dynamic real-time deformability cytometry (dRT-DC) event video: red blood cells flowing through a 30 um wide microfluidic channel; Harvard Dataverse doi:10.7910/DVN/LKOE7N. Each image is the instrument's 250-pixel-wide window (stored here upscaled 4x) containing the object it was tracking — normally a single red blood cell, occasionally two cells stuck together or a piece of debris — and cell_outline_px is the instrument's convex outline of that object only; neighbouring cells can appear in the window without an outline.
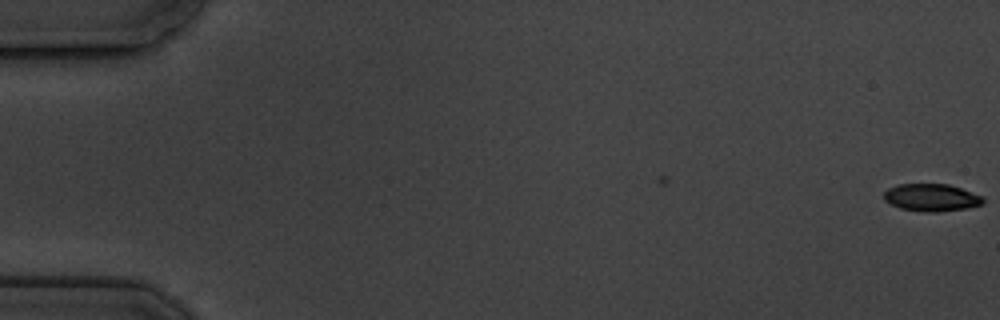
{"species": "common noctule bat (a hibernating species)", "species_latin": "Nyctalus noctula", "temperature_condition": "cold", "stored_images_in_passage": 2, "camera_frame_rate_fps": 3000, "um_per_image_px": 0.085, "animal": {"sex": "male", "body_mass_g": 19.5, "forearm_length_mm": 54.6}, "frame": {"image": 1, "passage_image": 2, "time_ms": 1.0, "image_size_px": [1000, 320], "cell_outline_px": [[984, 204], [968, 208], [936, 212], [924, 212], [900, 208], [884, 200], [884, 192], [888, 188], [900, 184], [948, 184], [984, 196]], "centroid_in_image_um": [79.2, 16.79], "position_along_channel_um": 5.8, "area_um2": 15.9}}